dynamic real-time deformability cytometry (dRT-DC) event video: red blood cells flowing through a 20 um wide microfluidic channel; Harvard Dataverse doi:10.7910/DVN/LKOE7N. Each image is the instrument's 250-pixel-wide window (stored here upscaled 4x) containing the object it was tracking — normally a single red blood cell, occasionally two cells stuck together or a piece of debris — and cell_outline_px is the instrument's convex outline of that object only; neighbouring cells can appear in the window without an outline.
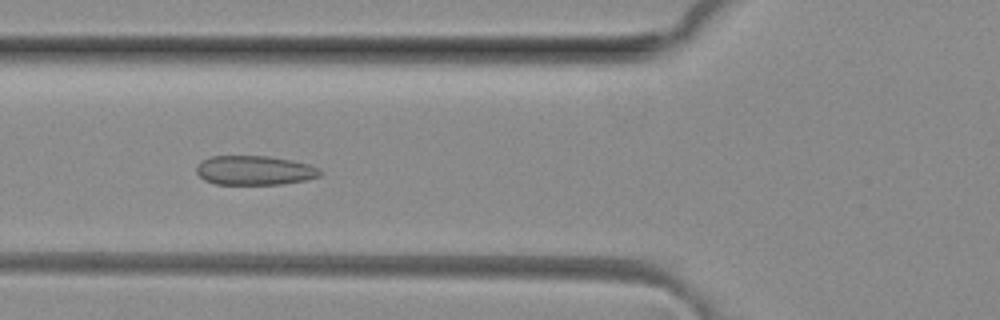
{"species": "common noctule bat (a hibernating species)", "species_latin": "Nyctalus noctula", "temperature_condition": "room temperature", "stored_images_in_passage": 46, "camera_frame_rate_fps": 3000, "um_per_image_px": 0.085, "animal": {"sex": "female", "body_mass_g": 29.2, "forearm_length_mm": 56.3}, "frame": {"image": 1, "passage_image": 14, "time_ms": 4.333, "image_size_px": [1000, 320], "cell_outline_px": [[324, 172], [320, 176], [304, 180], [284, 184], [216, 184], [204, 180], [196, 172], [196, 164], [200, 160], [208, 156], [268, 156], [292, 160], [308, 164], [320, 168]], "centroid_in_image_um": [21.62, 14.47], "position_along_channel_um": 104.2, "area_um2": 21.39}}
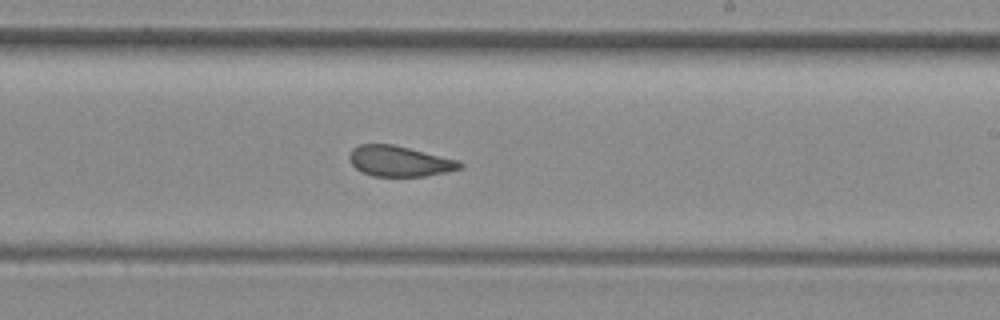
{"frame": {"image": 2, "passage_image": 25, "time_ms": 8.0, "image_size_px": [1000, 320], "cell_outline_px": [[464, 164], [460, 168], [448, 172], [424, 176], [372, 176], [356, 168], [352, 164], [348, 156], [352, 148], [360, 144], [392, 144], [460, 160]], "centroid_in_image_um": [33.97, 13.7], "position_along_channel_um": 255.0, "area_um2": 19.65}}
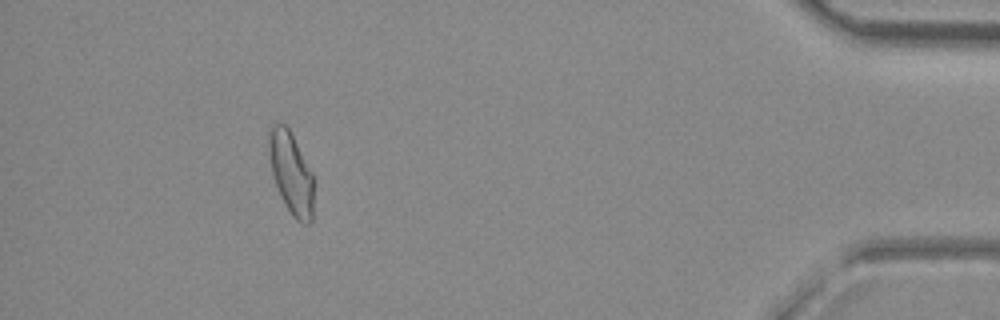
{"frame": {"image": 3, "passage_image": 41, "time_ms": 13.333, "image_size_px": [1000, 320], "cell_outline_px": [[312, 220], [308, 224], [304, 224], [296, 220], [292, 216], [284, 204], [280, 196], [272, 176], [268, 152], [268, 128], [272, 124], [284, 124], [288, 128], [312, 172]], "centroid_in_image_um": [24.7, 14.71], "position_along_channel_um": 410.5, "area_um2": 21.39}, "authors_computed_cell_mechanics": {"area_um2": 21.1548, "velocity_mm_per_s": 4.1149, "shape_relaxation_time_tau1_ms": null, "shape_relaxation_time_tau2_ms": 1.2605, "deformation_change_tau1": null, "deformation_change_tau2": 0.0696}}